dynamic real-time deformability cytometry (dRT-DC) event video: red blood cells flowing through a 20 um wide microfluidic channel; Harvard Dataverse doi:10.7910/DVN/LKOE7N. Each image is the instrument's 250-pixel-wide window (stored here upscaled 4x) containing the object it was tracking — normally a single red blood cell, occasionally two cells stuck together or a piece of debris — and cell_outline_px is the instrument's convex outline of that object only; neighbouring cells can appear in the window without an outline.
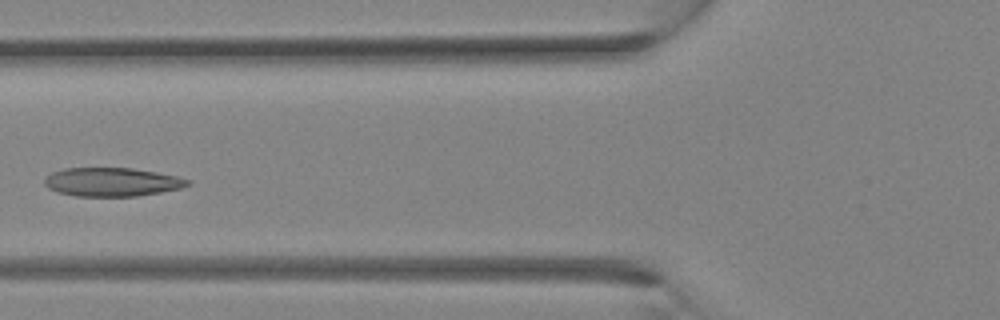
{"species": "Egyptian fruit bat (a non-hibernating species)", "species_latin": "Rousettus aegyptiacus", "temperature_condition": "room temperature", "stored_images_in_passage": 21, "camera_frame_rate_fps": 3000, "um_per_image_px": 0.085, "animal": {"sex": "female"}, "frame": {"image": 1, "passage_image": 4, "time_ms": 1.0, "image_size_px": [1000, 320], "cell_outline_px": [[192, 184], [180, 188], [160, 192], [136, 196], [76, 196], [56, 192], [48, 188], [44, 184], [44, 180], [52, 172], [64, 168], [132, 168], [156, 172], [176, 176], [192, 180]], "centroid_in_image_um": [9.52, 15.47], "position_along_channel_um": 116.3, "area_um2": 23.93}}
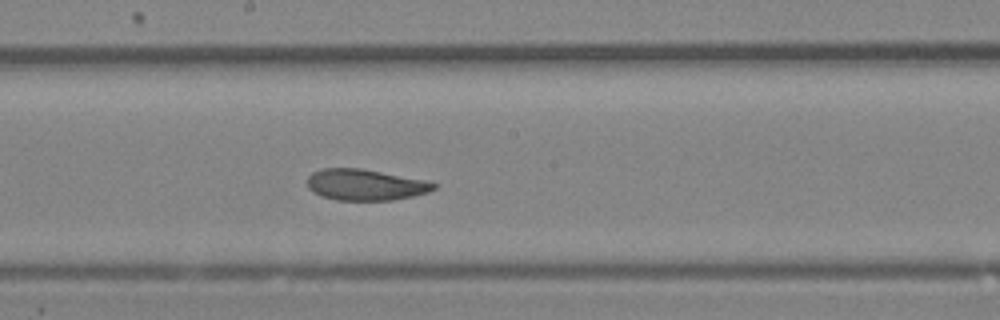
{"frame": {"image": 2, "passage_image": 9, "time_ms": 2.667, "image_size_px": [1000, 320], "cell_outline_px": [[436, 188], [428, 192], [412, 196], [392, 200], [336, 200], [320, 196], [312, 192], [308, 188], [308, 176], [312, 172], [320, 168], [360, 168], [424, 180], [436, 184]], "centroid_in_image_um": [30.99, 15.71], "position_along_channel_um": 217.2, "area_um2": 22.89}}
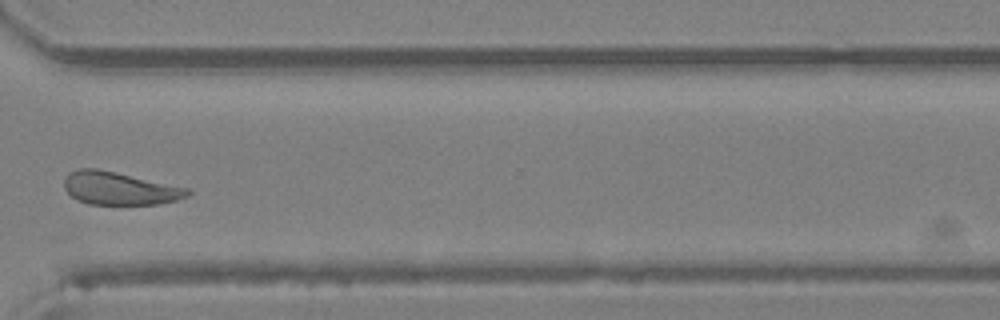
{"frame": {"image": 3, "passage_image": 16, "time_ms": 5.0, "image_size_px": [1000, 320], "cell_outline_px": [[192, 192], [188, 196], [176, 200], [156, 204], [88, 204], [76, 200], [64, 188], [64, 180], [68, 172], [80, 168], [96, 168], [188, 188]], "centroid_in_image_um": [10.12, 16.01], "position_along_channel_um": 360.5, "area_um2": 23.47}}